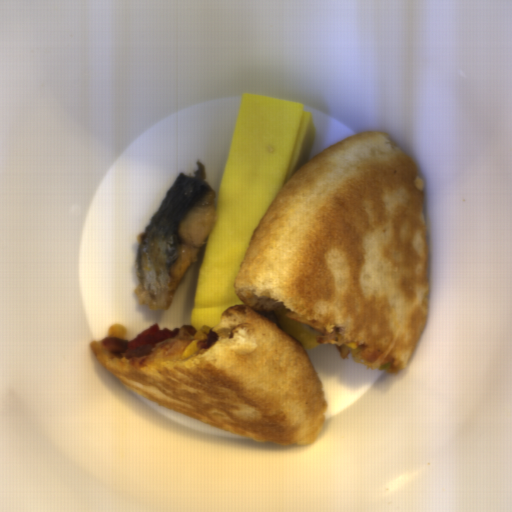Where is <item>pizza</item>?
<instances>
[{"instance_id":"dd6c1bee","label":"pizza","mask_w":512,"mask_h":512,"mask_svg":"<svg viewBox=\"0 0 512 512\" xmlns=\"http://www.w3.org/2000/svg\"><path fill=\"white\" fill-rule=\"evenodd\" d=\"M244 305L225 310L197 350L193 325L151 353L98 363L146 399L254 441L310 445L328 403L299 341L266 317L282 311L320 332L341 358L389 373L408 367L426 326L430 283L424 181L383 132L316 155L277 193L235 279Z\"/></svg>"}]
</instances>
